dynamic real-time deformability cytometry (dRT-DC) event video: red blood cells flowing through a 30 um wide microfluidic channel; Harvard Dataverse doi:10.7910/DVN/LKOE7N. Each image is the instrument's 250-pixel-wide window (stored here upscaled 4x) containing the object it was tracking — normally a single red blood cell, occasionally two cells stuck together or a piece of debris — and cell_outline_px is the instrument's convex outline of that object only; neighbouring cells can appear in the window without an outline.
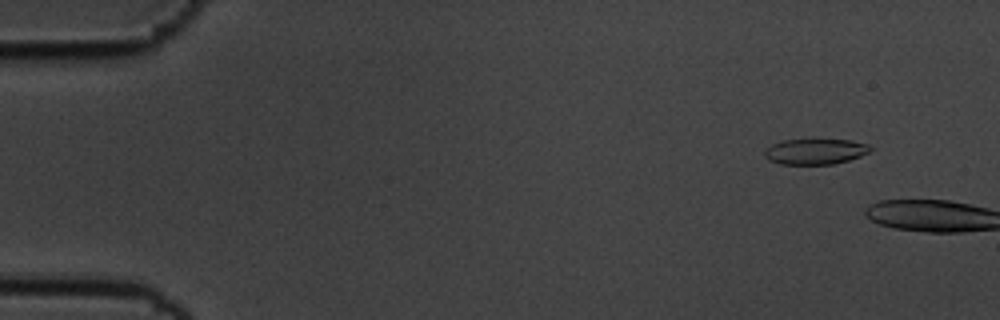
{"species": "common noctule bat (a hibernating species)", "species_latin": "Nyctalus noctula", "temperature_condition": "cold", "stored_images_in_passage": 7, "camera_frame_rate_fps": 3000, "um_per_image_px": 0.085, "animal": {"sex": "male", "body_mass_g": 19.5, "forearm_length_mm": 54.6}, "frame": {"image": 1, "passage_image": 5, "time_ms": 1.333, "image_size_px": [1000, 320], "cell_outline_px": [[872, 148], [868, 152], [860, 156], [848, 160], [832, 164], [780, 164], [768, 160], [764, 156], [764, 148], [772, 144], [784, 140], [852, 140], [868, 144]], "centroid_in_image_um": [69.26, 12.88], "position_along_channel_um": 15.7, "area_um2": 15.72}}